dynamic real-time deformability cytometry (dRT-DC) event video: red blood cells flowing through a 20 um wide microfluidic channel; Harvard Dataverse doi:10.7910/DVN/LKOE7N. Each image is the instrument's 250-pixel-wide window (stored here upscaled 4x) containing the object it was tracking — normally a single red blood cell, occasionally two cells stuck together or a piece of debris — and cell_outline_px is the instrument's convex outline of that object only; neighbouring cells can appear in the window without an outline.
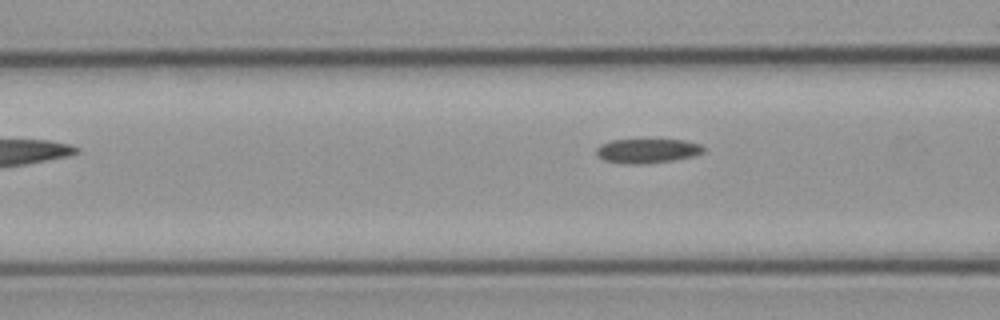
{"species": "common noctule bat (a hibernating species)", "species_latin": "Nyctalus noctula", "temperature_condition": "cold", "stored_images_in_passage": 4, "camera_frame_rate_fps": 3000, "um_per_image_px": 0.085, "animal": {"sex": "male", "body_mass_g": 23.1, "forearm_length_mm": 52.7}, "frame": {"image": 1, "passage_image": 4, "time_ms": 3.333, "image_size_px": [1000, 320], "cell_outline_px": [[704, 152], [692, 156], [672, 160], [640, 164], [628, 164], [604, 160], [596, 156], [596, 148], [600, 144], [612, 140], [684, 140], [700, 144], [704, 148]], "centroid_in_image_um": [54.98, 12.82], "position_along_channel_um": 111.6, "area_um2": 15.09}}